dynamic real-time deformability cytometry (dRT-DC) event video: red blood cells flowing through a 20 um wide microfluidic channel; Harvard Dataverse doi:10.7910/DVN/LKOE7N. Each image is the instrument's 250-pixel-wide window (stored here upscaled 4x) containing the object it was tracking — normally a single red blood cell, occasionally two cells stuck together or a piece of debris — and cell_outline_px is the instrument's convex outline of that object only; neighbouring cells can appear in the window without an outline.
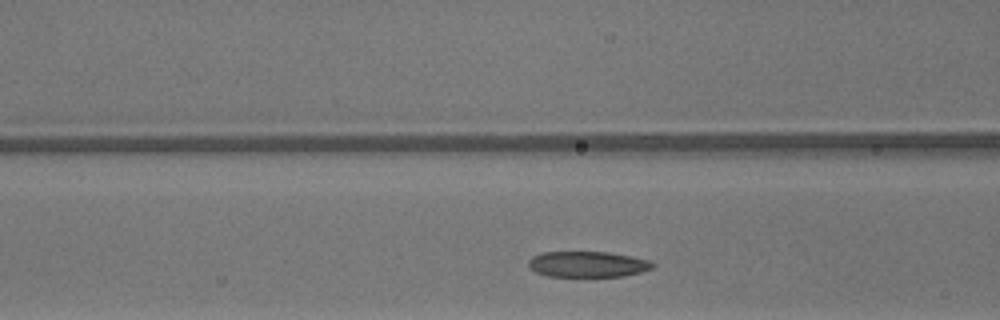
{"species": "common noctule bat (a hibernating species)", "species_latin": "Nyctalus noctula", "temperature_condition": "warm", "stored_images_in_passage": 25, "camera_frame_rate_fps": 3000, "um_per_image_px": 0.085, "animal": {"sex": "male", "body_mass_g": 13.3}, "frame": {"image": 1, "passage_image": 7, "time_ms": 2.0, "image_size_px": [1000, 320], "cell_outline_px": [[656, 264], [652, 268], [640, 272], [624, 276], [548, 276], [536, 272], [528, 268], [528, 260], [532, 256], [544, 252], [608, 252], [632, 256], [648, 260]], "centroid_in_image_um": [49.93, 22.45], "position_along_channel_um": 116.7, "area_um2": 18.67}}
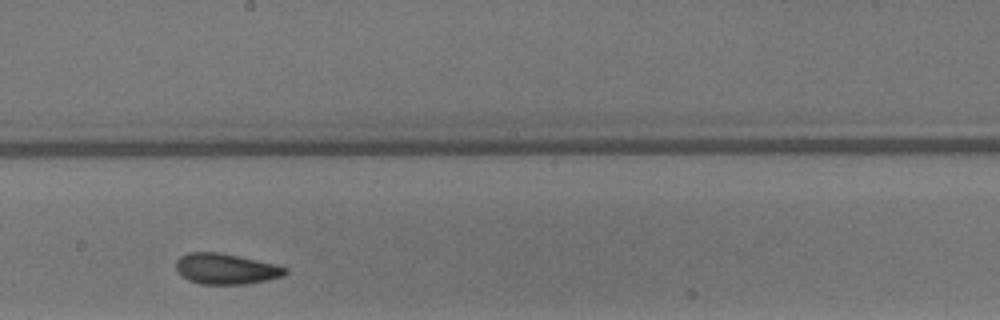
{"frame": {"image": 2, "passage_image": 15, "time_ms": 4.667, "image_size_px": [1000, 320], "cell_outline_px": [[288, 272], [284, 276], [268, 280], [244, 284], [200, 284], [188, 280], [176, 272], [176, 260], [180, 256], [188, 252], [216, 252], [276, 264], [288, 268]], "centroid_in_image_um": [19.19, 22.86], "position_along_channel_um": 229.0, "area_um2": 19.59}}
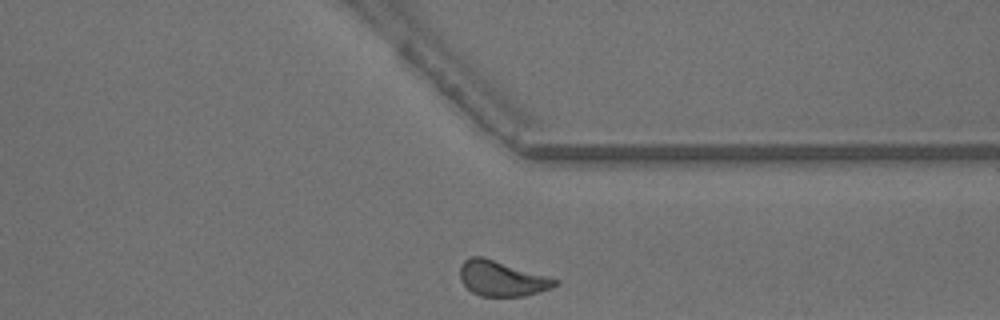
{"frame": {"image": 3, "passage_image": 25, "time_ms": 8.0, "image_size_px": [1000, 320], "cell_outline_px": [[556, 284], [552, 288], [524, 296], [480, 296], [472, 292], [460, 280], [460, 264], [464, 260], [472, 256], [480, 256], [548, 276], [556, 280]], "centroid_in_image_um": [42.61, 23.68], "position_along_channel_um": 368.8, "area_um2": 19.19}, "authors_computed_cell_mechanics": {"area_um2": 19.2474, "velocity_mm_per_s": 4.2001, "shape_relaxation_time_tau1_ms": 3.8417, "shape_relaxation_time_tau2_ms": 1.6842, "deformation_change_tau1": 0.1401, "deformation_change_tau2": 0.0887}}